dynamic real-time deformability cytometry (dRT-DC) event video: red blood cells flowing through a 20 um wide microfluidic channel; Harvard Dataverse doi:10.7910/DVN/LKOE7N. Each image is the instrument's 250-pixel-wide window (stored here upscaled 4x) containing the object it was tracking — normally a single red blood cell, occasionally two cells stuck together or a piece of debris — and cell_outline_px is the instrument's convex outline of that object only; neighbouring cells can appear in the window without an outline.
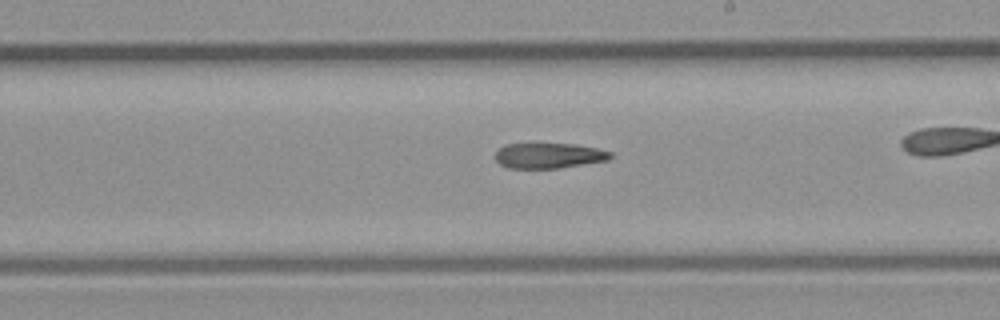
{"species": "common noctule bat (a hibernating species)", "species_latin": "Nyctalus noctula", "temperature_condition": "room temperature", "stored_images_in_passage": 28, "camera_frame_rate_fps": 3000, "um_per_image_px": 0.085, "animal": {"sex": "male", "body_mass_g": 23.1, "forearm_length_mm": 52.7}, "frame": {"image": 1, "passage_image": 20, "time_ms": 6.333, "image_size_px": [1000, 320], "cell_outline_px": [[612, 156], [608, 160], [560, 168], [508, 168], [500, 164], [496, 160], [496, 152], [500, 148], [508, 144], [576, 144], [596, 148], [612, 152]], "centroid_in_image_um": [46.67, 13.23], "position_along_channel_um": 242.3, "area_um2": 16.88}}